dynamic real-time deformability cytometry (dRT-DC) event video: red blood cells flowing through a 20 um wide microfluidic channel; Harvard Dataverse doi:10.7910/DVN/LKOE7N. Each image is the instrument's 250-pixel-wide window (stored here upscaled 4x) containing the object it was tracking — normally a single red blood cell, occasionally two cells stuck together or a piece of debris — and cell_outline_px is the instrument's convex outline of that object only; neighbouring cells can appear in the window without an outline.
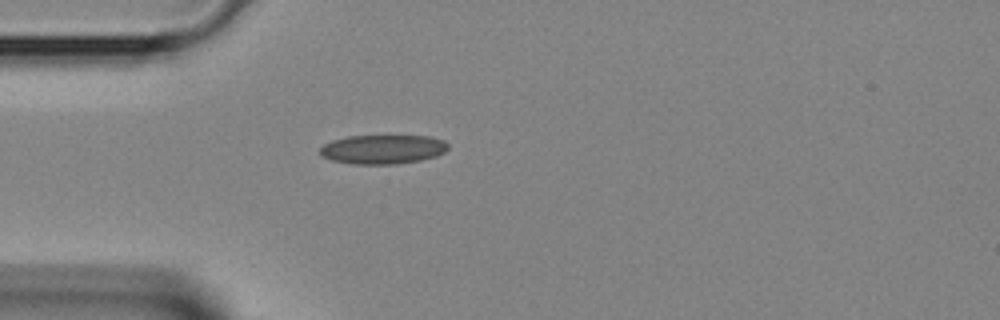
{"species": "Egyptian fruit bat (a non-hibernating species)", "species_latin": "Rousettus aegyptiacus", "temperature_condition": "room temperature", "stored_images_in_passage": 3, "camera_frame_rate_fps": 3000, "um_per_image_px": 0.085, "animal": {"sex": "female"}, "frame": {"image": 1, "passage_image": 3, "time_ms": 0.667, "image_size_px": [1000, 320], "cell_outline_px": [[448, 148], [444, 152], [436, 156], [420, 160], [396, 164], [352, 164], [332, 160], [320, 156], [320, 148], [324, 144], [332, 140], [348, 136], [428, 136], [444, 140], [448, 144]], "centroid_in_image_um": [32.52, 12.69], "position_along_channel_um": 52.5, "area_um2": 21.79}}